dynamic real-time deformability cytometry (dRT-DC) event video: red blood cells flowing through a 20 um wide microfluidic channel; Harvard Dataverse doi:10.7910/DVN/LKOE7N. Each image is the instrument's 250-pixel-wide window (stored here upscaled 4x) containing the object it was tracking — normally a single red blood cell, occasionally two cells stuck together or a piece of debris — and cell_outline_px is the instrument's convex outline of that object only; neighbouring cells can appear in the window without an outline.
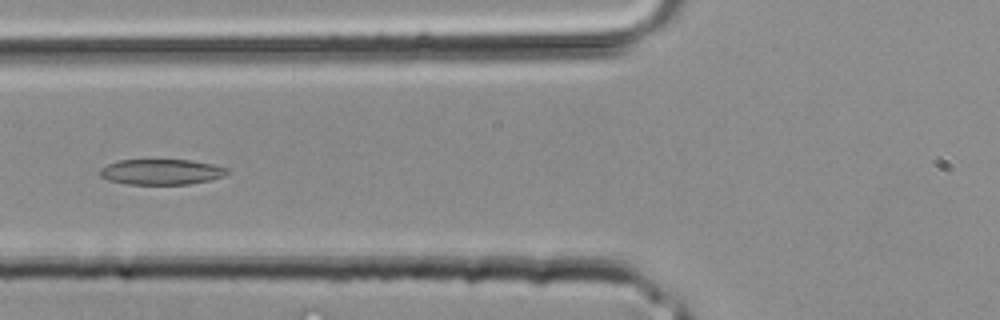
{"species": "common noctule bat (a hibernating species)", "species_latin": "Nyctalus noctula", "temperature_condition": "room temperature", "stored_images_in_passage": 28, "camera_frame_rate_fps": 3000, "um_per_image_px": 0.085, "animal": {"sex": "male", "body_mass_g": 20.4}, "frame": {"image": 1, "passage_image": 7, "time_ms": 2.0, "image_size_px": [1000, 320], "cell_outline_px": [[228, 172], [224, 176], [208, 180], [188, 184], [128, 184], [108, 180], [100, 176], [96, 172], [100, 168], [116, 160], [192, 160], [212, 164], [228, 168]], "centroid_in_image_um": [13.66, 14.6], "position_along_channel_um": 112.1, "area_um2": 18.96}}
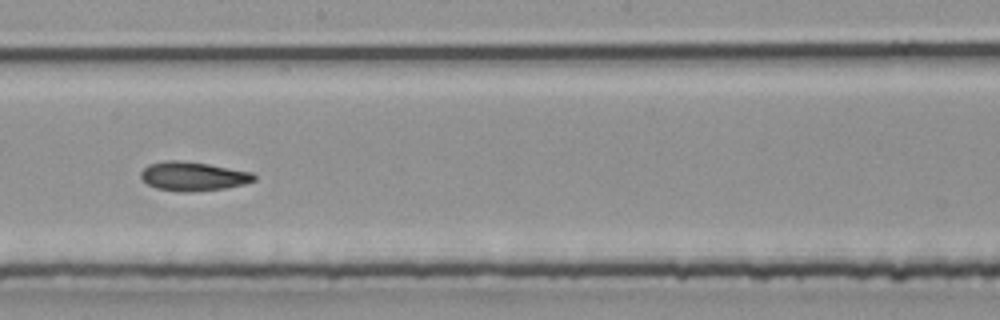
{"frame": {"image": 2, "passage_image": 13, "time_ms": 4.0, "image_size_px": [1000, 320], "cell_outline_px": [[256, 180], [244, 184], [224, 188], [184, 192], [180, 192], [156, 188], [148, 184], [140, 176], [140, 172], [148, 164], [164, 160], [180, 160], [208, 164], [252, 172], [256, 176]], "centroid_in_image_um": [16.4, 14.97], "position_along_channel_um": 231.8, "area_um2": 19.07}}
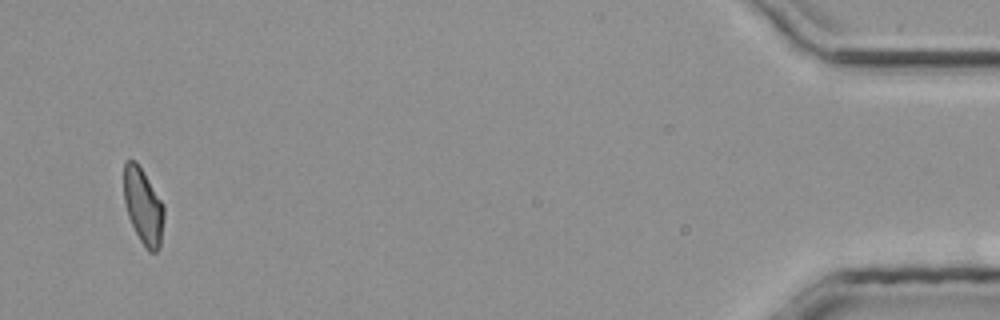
{"frame": {"image": 3, "passage_image": 27, "time_ms": 8.667, "image_size_px": [1000, 320], "cell_outline_px": [[164, 216], [160, 248], [156, 252], [148, 252], [144, 248], [128, 216], [124, 200], [124, 160], [136, 160], [144, 172], [164, 204]], "centroid_in_image_um": [12.18, 17.53], "position_along_channel_um": 423.0, "area_um2": 17.92}}